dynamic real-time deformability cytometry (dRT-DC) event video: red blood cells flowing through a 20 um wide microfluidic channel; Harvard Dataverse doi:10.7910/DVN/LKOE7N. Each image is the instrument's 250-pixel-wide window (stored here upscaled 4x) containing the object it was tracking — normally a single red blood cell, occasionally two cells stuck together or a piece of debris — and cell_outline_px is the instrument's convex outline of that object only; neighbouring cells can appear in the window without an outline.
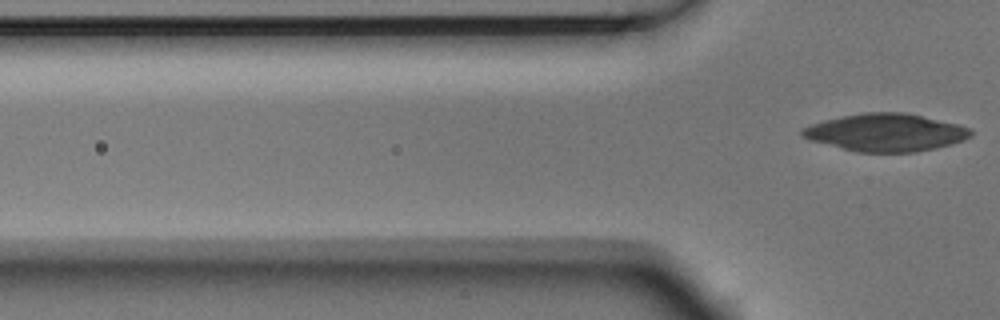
{"species": "Egyptian fruit bat (a non-hibernating species)", "species_latin": "Rousettus aegyptiacus", "temperature_condition": "room temperature", "stored_images_in_passage": 3, "segment_of_instrument_passage": [2, 2], "camera_frame_rate_fps": 3000, "um_per_image_px": 0.085, "animal": {"sex": "male"}, "frame": {"image": 1, "passage_image": 3, "time_ms": 0.667, "image_size_px": [1000, 320], "cell_outline_px": [[972, 136], [964, 140], [952, 144], [936, 148], [916, 152], [856, 152], [812, 140], [800, 136], [800, 128], [824, 120], [840, 116], [864, 112], [904, 112], [960, 124], [972, 128]], "centroid_in_image_um": [75.32, 11.25], "position_along_channel_um": 50.5, "area_um2": 37.17}}